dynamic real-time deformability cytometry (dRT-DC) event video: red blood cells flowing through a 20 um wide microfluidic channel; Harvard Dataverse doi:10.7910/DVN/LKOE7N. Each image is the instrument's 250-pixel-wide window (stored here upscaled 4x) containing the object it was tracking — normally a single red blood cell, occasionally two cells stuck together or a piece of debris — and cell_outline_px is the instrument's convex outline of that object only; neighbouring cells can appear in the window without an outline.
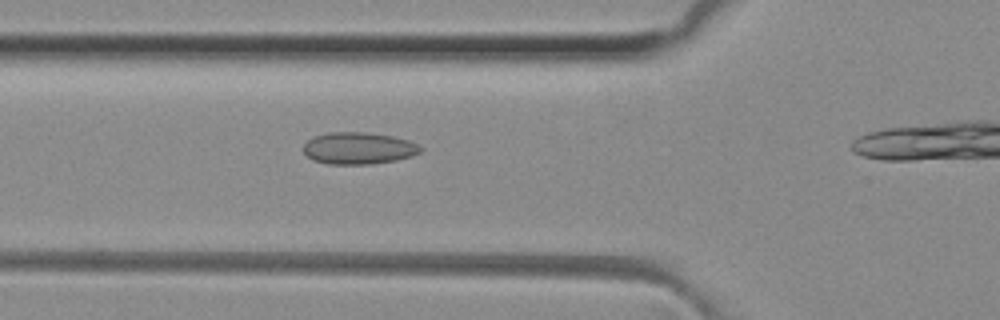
{"species": "common noctule bat (a hibernating species)", "species_latin": "Nyctalus noctula", "temperature_condition": "room temperature", "stored_images_in_passage": 14, "camera_frame_rate_fps": 3000, "um_per_image_px": 0.085, "animal": {"sex": "female", "body_mass_g": 29.2, "forearm_length_mm": 56.3}, "frame": {"image": 1, "passage_image": 10, "time_ms": 3.0, "image_size_px": [1000, 320], "cell_outline_px": [[424, 148], [420, 152], [412, 156], [396, 160], [372, 164], [328, 164], [312, 160], [304, 152], [304, 144], [312, 136], [328, 132], [364, 132], [392, 136], [408, 140]], "centroid_in_image_um": [30.46, 12.6], "position_along_channel_um": 95.3, "area_um2": 21.85}}